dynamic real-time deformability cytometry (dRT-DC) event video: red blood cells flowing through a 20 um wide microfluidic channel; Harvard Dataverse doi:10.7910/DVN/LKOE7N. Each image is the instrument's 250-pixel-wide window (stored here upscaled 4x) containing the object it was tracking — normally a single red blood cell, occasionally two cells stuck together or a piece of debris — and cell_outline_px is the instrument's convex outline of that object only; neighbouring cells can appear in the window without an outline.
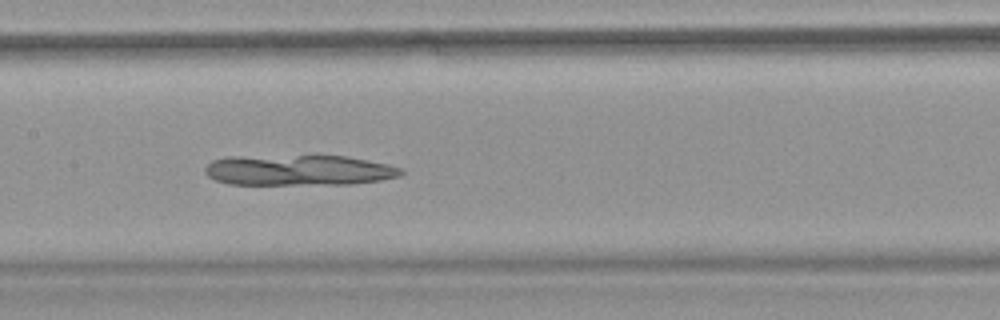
{"species": "common noctule bat (a hibernating species)", "species_latin": "Nyctalus noctula", "temperature_condition": "warm", "stored_images_in_passage": 11, "camera_frame_rate_fps": 3000, "um_per_image_px": 0.085, "animal": {"sex": "female", "body_mass_g": 18.4}, "frame": {"image": 1, "passage_image": 10, "time_ms": 3.0, "image_size_px": [1000, 320], "cell_outline_px": [[404, 172], [400, 176], [380, 180], [352, 184], [228, 184], [216, 180], [208, 176], [204, 172], [204, 168], [212, 160], [224, 156], [312, 152], [316, 152], [348, 156], [388, 164], [404, 168]], "centroid_in_image_um": [25.38, 14.39], "position_along_channel_um": 182.0, "area_um2": 36.99}}